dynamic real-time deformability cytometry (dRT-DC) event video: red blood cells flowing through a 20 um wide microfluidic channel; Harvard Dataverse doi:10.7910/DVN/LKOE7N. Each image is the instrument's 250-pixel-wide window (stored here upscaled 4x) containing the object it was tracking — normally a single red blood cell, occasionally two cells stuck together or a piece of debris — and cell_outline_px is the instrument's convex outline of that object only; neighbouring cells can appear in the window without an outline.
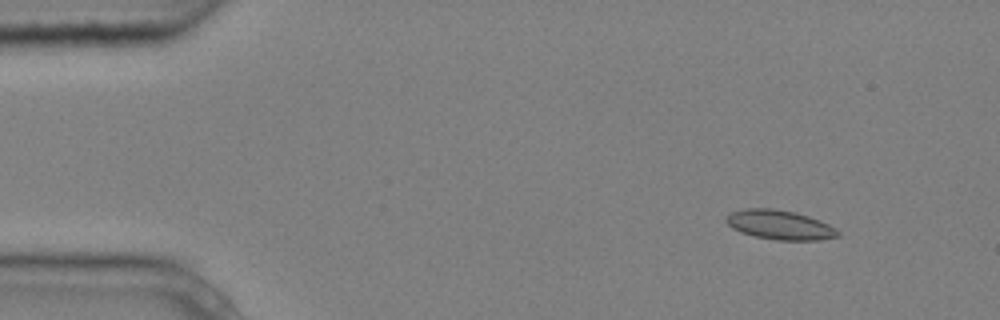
{"species": "common noctule bat (a hibernating species)", "species_latin": "Nyctalus noctula", "temperature_condition": "cold", "stored_images_in_passage": 4, "camera_frame_rate_fps": 3000, "um_per_image_px": 0.085, "animal": {"sex": "male", "body_mass_g": 20.4}, "frame": {"image": 1, "passage_image": 2, "time_ms": 0.333, "image_size_px": [1000, 320], "cell_outline_px": [[840, 236], [820, 240], [776, 240], [756, 236], [740, 232], [732, 228], [724, 220], [732, 212], [744, 208], [772, 208], [796, 212], [820, 220], [836, 228], [840, 232]], "centroid_in_image_um": [66.3, 19.11], "position_along_channel_um": 18.7, "area_um2": 19.19}}